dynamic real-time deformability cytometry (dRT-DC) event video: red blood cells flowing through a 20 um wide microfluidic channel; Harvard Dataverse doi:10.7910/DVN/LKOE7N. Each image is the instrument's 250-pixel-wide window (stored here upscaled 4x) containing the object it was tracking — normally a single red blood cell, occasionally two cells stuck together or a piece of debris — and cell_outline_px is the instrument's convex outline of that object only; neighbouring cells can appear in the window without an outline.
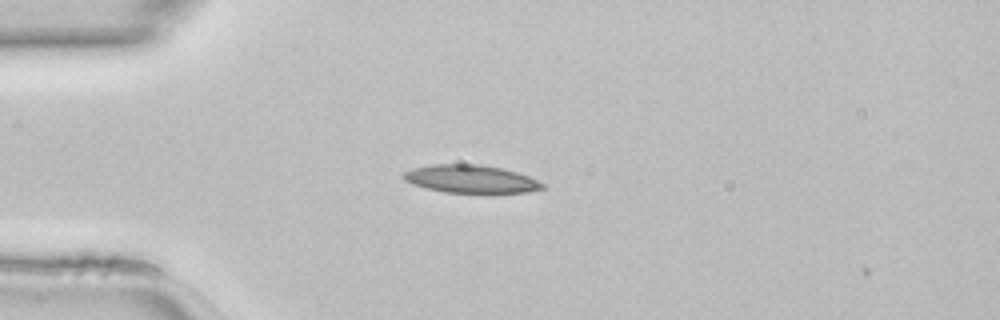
{"species": "common noctule bat (a hibernating species)", "species_latin": "Nyctalus noctula", "temperature_condition": "room temperature", "stored_images_in_passage": 6, "camera_frame_rate_fps": 3000, "um_per_image_px": 0.085, "animal": {"sex": "female", "body_mass_g": 22.7, "forearm_length_mm": 54.2}, "frame": {"image": 1, "passage_image": 4, "time_ms": 1.0, "image_size_px": [1000, 320], "cell_outline_px": [[544, 188], [528, 192], [484, 196], [444, 192], [412, 184], [404, 180], [400, 176], [404, 172], [412, 168], [432, 164], [480, 164], [500, 168], [516, 172], [528, 176], [544, 184]], "centroid_in_image_um": [40.03, 15.26], "position_along_channel_um": 45.0, "area_um2": 23.58}}